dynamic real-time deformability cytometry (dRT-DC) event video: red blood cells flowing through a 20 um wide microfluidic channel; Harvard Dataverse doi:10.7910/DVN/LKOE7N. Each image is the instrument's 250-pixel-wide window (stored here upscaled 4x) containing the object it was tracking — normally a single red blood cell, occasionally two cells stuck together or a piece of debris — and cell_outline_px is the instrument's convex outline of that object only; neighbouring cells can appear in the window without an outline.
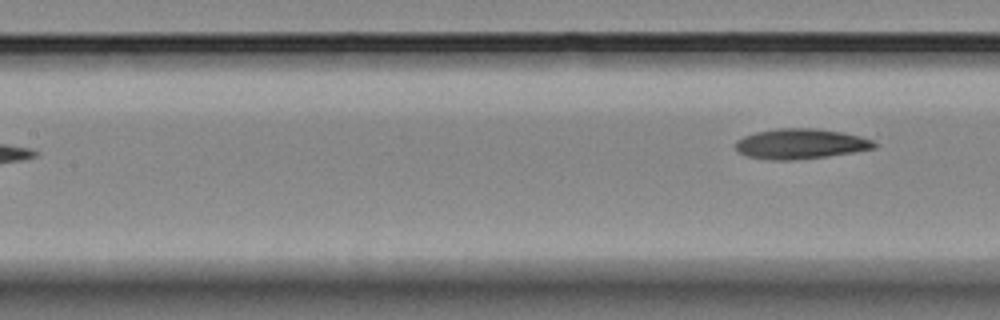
{"species": "Egyptian fruit bat (a non-hibernating species)", "species_latin": "Rousettus aegyptiacus", "temperature_condition": "room temperature", "stored_images_in_passage": 6, "segment_of_instrument_passage": [2, 2], "camera_frame_rate_fps": 3000, "um_per_image_px": 0.085, "animal": {"sex": "female"}, "frame": {"image": 1, "passage_image": 6, "time_ms": 6.0, "image_size_px": [1000, 320], "cell_outline_px": [[876, 148], [828, 156], [792, 160], [772, 160], [748, 156], [740, 152], [736, 148], [736, 140], [744, 136], [756, 132], [776, 128], [816, 128], [844, 132], [860, 136], [872, 140], [876, 144]], "centroid_in_image_um": [68.06, 12.21], "position_along_channel_um": 139.3, "area_um2": 24.33}}